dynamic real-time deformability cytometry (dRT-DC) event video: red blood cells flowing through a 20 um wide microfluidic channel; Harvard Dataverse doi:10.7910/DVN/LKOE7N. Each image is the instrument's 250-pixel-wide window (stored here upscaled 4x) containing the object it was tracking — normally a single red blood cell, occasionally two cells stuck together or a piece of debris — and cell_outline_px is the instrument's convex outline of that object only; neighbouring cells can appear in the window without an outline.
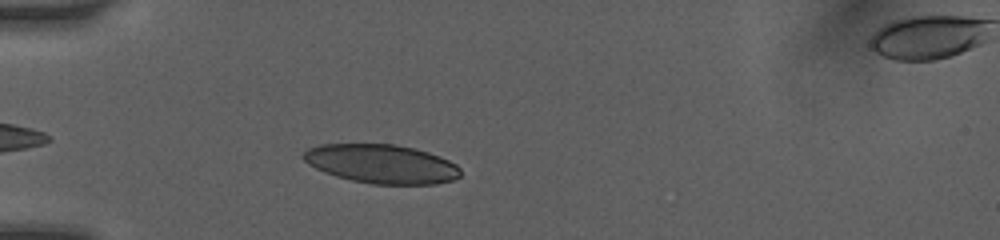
{"species": "human", "species_latin": "Homo sapiens", "temperature_condition": "room temperature", "stored_images_in_passage": 35, "camera_frame_rate_fps": 3000, "um_per_image_px": 0.085, "donor": {"sex": "female"}, "frame": {"image": 1, "passage_image": 4, "time_ms": 1.0, "image_size_px": [1000, 240], "cell_outline_px": [[460, 176], [452, 180], [436, 184], [372, 184], [352, 180], [336, 176], [324, 172], [308, 164], [300, 156], [308, 148], [320, 144], [396, 144], [428, 152], [440, 156], [456, 164], [460, 168]], "centroid_in_image_um": [32.41, 13.93], "position_along_channel_um": 52.6, "area_um2": 35.66}}
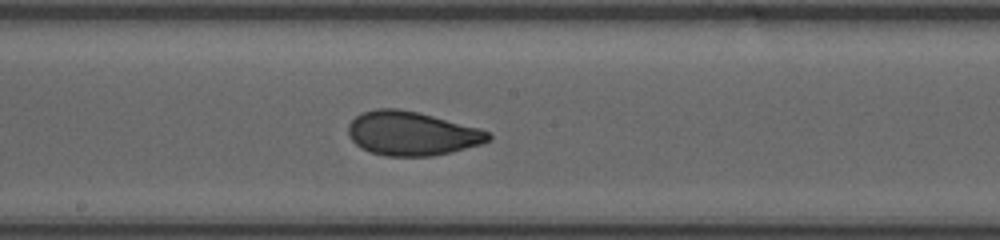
{"frame": {"image": 2, "passage_image": 15, "time_ms": 5.333, "image_size_px": [1000, 240], "cell_outline_px": [[492, 140], [480, 144], [452, 152], [432, 156], [384, 156], [368, 152], [360, 148], [348, 136], [348, 124], [356, 116], [364, 112], [376, 108], [396, 108], [416, 112], [480, 128], [488, 132], [492, 136]], "centroid_in_image_um": [34.98, 11.36], "position_along_channel_um": 213.2, "area_um2": 35.95}}
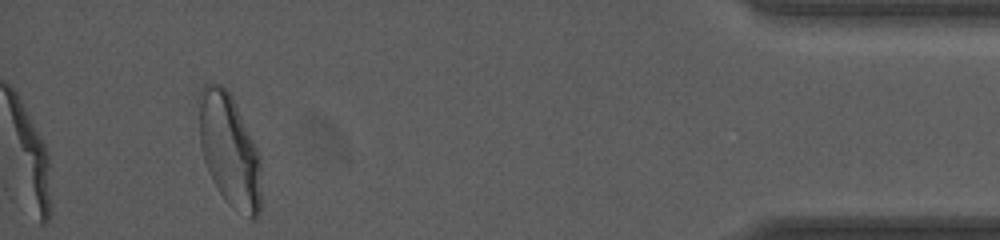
{"frame": {"image": 3, "passage_image": 32, "time_ms": 11.667, "image_size_px": [1000, 240], "cell_outline_px": [[260, 212], [256, 220], [252, 220], [232, 208], [228, 204], [212, 180], [208, 172], [200, 148], [196, 96], [204, 84], [220, 84], [232, 96], [260, 156]], "centroid_in_image_um": [19.46, 12.77], "position_along_channel_um": 415.7, "area_um2": 41.33}, "authors_computed_cell_mechanics": {"area_um2": 36.0672, "velocity_mm_per_s": 4.0978, "shape_relaxation_time_tau1_ms": 4.9131, "shape_relaxation_time_tau2_ms": 0.8653, "deformation_change_tau1": 0.1528, "deformation_change_tau2": 0.0517}}